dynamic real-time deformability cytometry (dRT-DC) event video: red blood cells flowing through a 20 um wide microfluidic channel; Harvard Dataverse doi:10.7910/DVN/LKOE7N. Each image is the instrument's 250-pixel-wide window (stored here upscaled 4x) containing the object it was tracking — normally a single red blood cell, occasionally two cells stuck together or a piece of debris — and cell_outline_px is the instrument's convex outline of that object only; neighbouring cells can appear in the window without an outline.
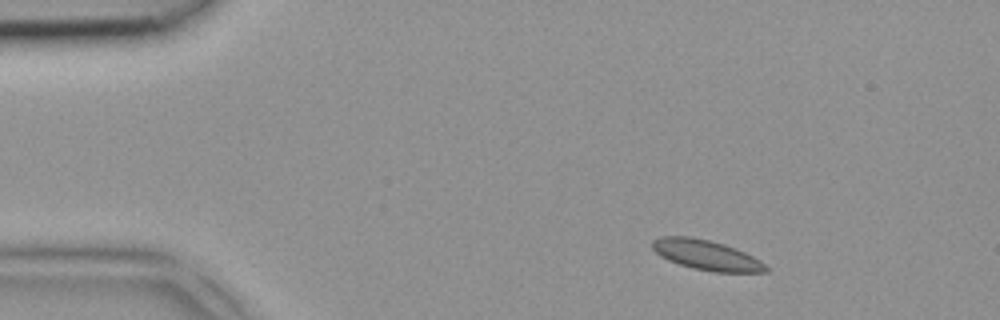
{"species": "common noctule bat (a hibernating species)", "species_latin": "Nyctalus noctula", "temperature_condition": "room temperature", "stored_images_in_passage": 2, "camera_frame_rate_fps": 3000, "um_per_image_px": 0.085, "animal": {"sex": "female", "body_mass_g": 18.4}, "frame": {"image": 1, "passage_image": 1, "time_ms": 0.0, "image_size_px": [1000, 320], "cell_outline_px": [[768, 272], [712, 272], [692, 268], [668, 260], [660, 256], [652, 248], [652, 240], [660, 236], [688, 236], [708, 240], [724, 244], [744, 252], [760, 260], [768, 268]], "centroid_in_image_um": [60.02, 21.68], "position_along_channel_um": 25.0, "area_um2": 19.77}}